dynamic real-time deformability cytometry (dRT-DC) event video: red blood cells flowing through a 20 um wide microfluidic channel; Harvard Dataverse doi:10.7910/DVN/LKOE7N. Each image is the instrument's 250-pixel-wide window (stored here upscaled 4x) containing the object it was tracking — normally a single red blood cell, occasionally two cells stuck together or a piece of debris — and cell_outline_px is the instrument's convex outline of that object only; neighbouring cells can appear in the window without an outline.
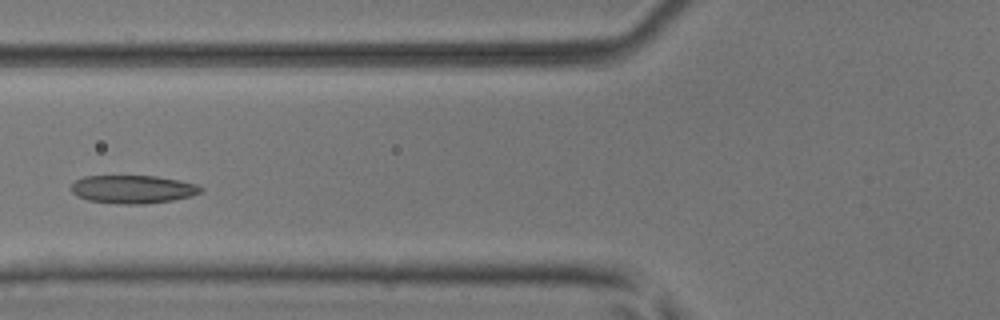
{"species": "common noctule bat (a hibernating species)", "species_latin": "Nyctalus noctula", "temperature_condition": "room temperature", "stored_images_in_passage": 5, "camera_frame_rate_fps": 3000, "um_per_image_px": 0.085, "animal": {"sex": "male", "body_mass_g": 17.9, "forearm_length_mm": 54.2}, "frame": {"image": 1, "passage_image": 4, "time_ms": 1.0, "image_size_px": [1000, 320], "cell_outline_px": [[204, 188], [200, 192], [192, 196], [172, 200], [144, 204], [120, 204], [88, 200], [76, 196], [72, 192], [72, 184], [76, 180], [84, 176], [156, 176], [180, 180], [196, 184]], "centroid_in_image_um": [11.3, 16.09], "position_along_channel_um": 114.5, "area_um2": 21.27}}
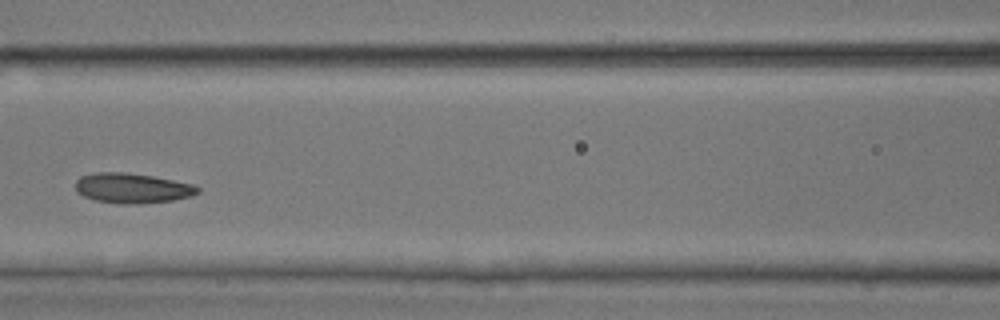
{"frame": {"image": 2, "passage_image": 5, "time_ms": 1.333, "image_size_px": [1000, 320], "cell_outline_px": [[200, 192], [192, 196], [172, 200], [144, 204], [120, 204], [96, 200], [84, 196], [76, 192], [76, 180], [80, 176], [96, 172], [124, 172], [152, 176], [192, 184], [200, 188]], "centroid_in_image_um": [11.24, 16.0], "position_along_channel_um": 155.4, "area_um2": 21.44}}